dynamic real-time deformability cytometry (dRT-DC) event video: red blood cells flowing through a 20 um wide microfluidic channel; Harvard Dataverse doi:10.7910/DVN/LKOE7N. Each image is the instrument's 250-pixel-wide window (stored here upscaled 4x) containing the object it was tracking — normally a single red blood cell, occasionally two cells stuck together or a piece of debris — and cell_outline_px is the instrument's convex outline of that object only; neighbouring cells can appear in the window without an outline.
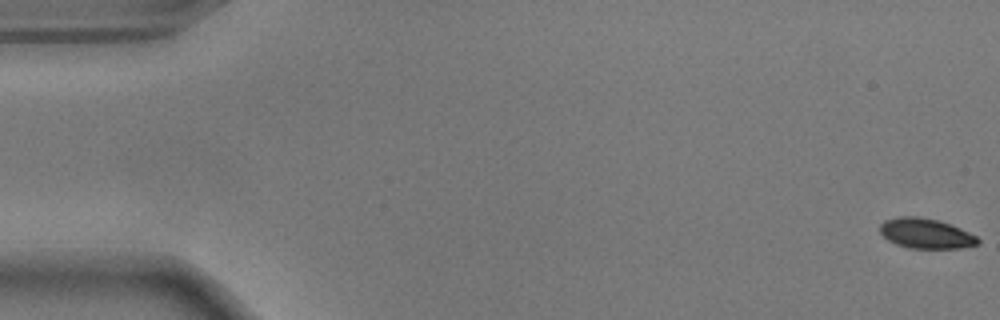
{"species": "common noctule bat (a hibernating species)", "species_latin": "Nyctalus noctula", "temperature_condition": "warm", "stored_images_in_passage": 12, "camera_frame_rate_fps": 3000, "um_per_image_px": 0.085, "animal": {"sex": "male", "body_mass_g": 17.9}, "frame": {"image": 1, "passage_image": 1, "time_ms": 0.0, "image_size_px": [1000, 320], "cell_outline_px": [[980, 244], [960, 248], [908, 248], [896, 244], [888, 240], [880, 232], [880, 224], [884, 220], [900, 216], [916, 216], [936, 220], [952, 224], [976, 236], [980, 240]], "centroid_in_image_um": [78.7, 19.84], "position_along_channel_um": 6.3, "area_um2": 17.17}}